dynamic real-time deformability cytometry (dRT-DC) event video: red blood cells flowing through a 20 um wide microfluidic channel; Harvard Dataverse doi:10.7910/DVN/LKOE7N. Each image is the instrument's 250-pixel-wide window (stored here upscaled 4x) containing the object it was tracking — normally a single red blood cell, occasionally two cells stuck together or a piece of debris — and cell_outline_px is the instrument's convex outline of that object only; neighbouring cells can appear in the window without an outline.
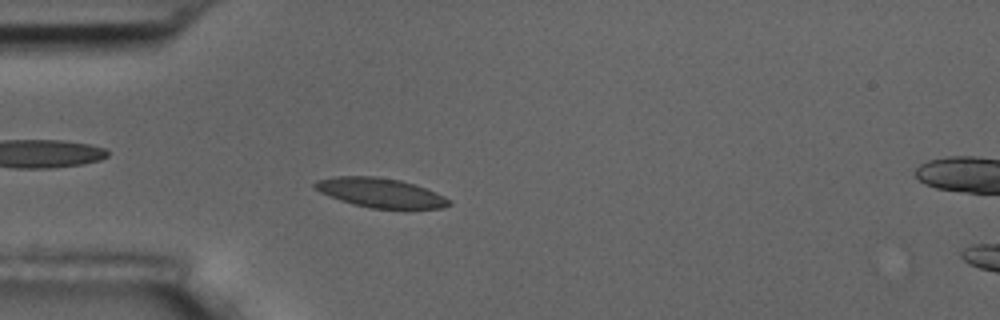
{"species": "common noctule bat (a hibernating species)", "species_latin": "Nyctalus noctula", "temperature_condition": "room temperature", "stored_images_in_passage": 6, "camera_frame_rate_fps": 3000, "um_per_image_px": 0.085, "animal": {"sex": "male", "body_mass_g": 17.5, "forearm_length_mm": 52.3}, "frame": {"image": 1, "passage_image": 5, "time_ms": 5.333, "image_size_px": [1000, 320], "cell_outline_px": [[452, 204], [444, 208], [404, 212], [372, 208], [352, 204], [340, 200], [320, 192], [312, 188], [312, 184], [316, 180], [336, 176], [376, 176], [400, 180], [436, 192], [452, 200]], "centroid_in_image_um": [32.41, 16.44], "position_along_channel_um": 52.6, "area_um2": 23.99}}